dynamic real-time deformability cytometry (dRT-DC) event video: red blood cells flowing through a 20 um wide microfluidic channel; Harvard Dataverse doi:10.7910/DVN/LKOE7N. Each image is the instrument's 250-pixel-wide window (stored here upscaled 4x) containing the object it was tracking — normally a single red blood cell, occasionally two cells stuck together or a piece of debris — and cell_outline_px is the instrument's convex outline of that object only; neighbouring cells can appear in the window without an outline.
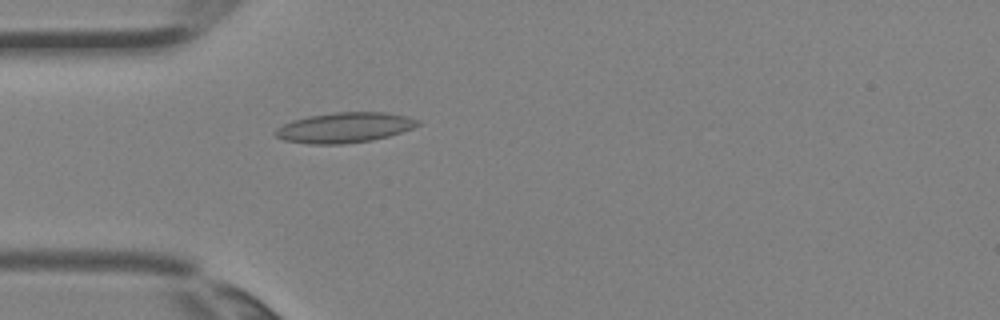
{"species": "Egyptian fruit bat (a non-hibernating species)", "species_latin": "Rousettus aegyptiacus", "temperature_condition": "room temperature", "stored_images_in_passage": 4, "camera_frame_rate_fps": 3000, "um_per_image_px": 0.085, "animal": {"sex": "female"}, "frame": {"image": 1, "passage_image": 4, "time_ms": 1.0, "image_size_px": [1000, 320], "cell_outline_px": [[420, 124], [412, 128], [388, 136], [372, 140], [344, 144], [308, 144], [284, 140], [276, 136], [272, 132], [276, 128], [292, 120], [308, 116], [336, 112], [384, 112], [408, 116], [420, 120]], "centroid_in_image_um": [29.27, 10.84], "position_along_channel_um": 55.7, "area_um2": 25.14}}